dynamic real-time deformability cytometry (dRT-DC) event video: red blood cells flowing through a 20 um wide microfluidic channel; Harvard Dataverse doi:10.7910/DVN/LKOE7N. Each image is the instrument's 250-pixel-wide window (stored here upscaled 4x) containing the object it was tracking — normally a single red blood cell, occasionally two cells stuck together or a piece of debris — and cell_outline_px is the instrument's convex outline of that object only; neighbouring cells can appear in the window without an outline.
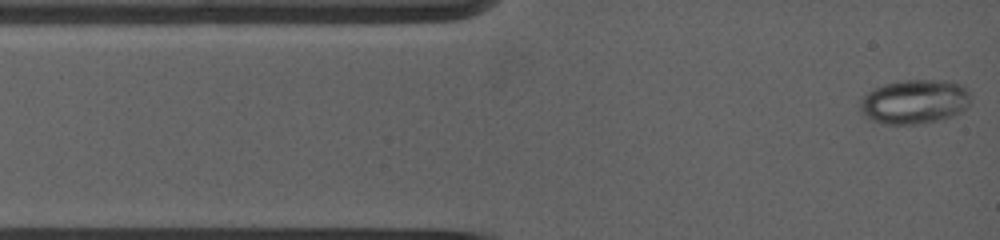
{"species": "common noctule bat (a hibernating species)", "species_latin": "Nyctalus noctula", "temperature_condition": "warm", "stored_images_in_passage": 106, "camera_frame_rate_fps": 5000, "um_per_image_px": 0.085, "animal": {"sex": "female", "body_mass_g": 19.0, "forearm_length_mm": 53.3}, "frame": {"image": 1, "passage_image": 1, "time_ms": 0.0, "image_size_px": [1000, 240], "cell_outline_px": [[972, 96], [968, 104], [960, 112], [952, 116], [936, 120], [916, 124], [884, 124], [872, 120], [860, 112], [860, 100], [872, 88], [896, 80], [948, 80], [960, 84]], "centroid_in_image_um": [77.71, 8.62], "position_along_channel_um": 7.3, "area_um2": 28.61}}
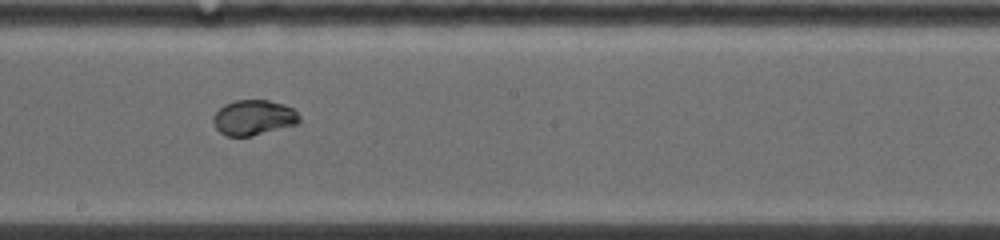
{"frame": {"image": 2, "passage_image": 53, "time_ms": 6.8, "image_size_px": [1000, 240], "cell_outline_px": [[300, 120], [296, 124], [252, 136], [228, 136], [220, 132], [216, 128], [212, 120], [212, 116], [224, 104], [236, 100], [268, 100], [284, 104], [292, 108], [300, 116]], "centroid_in_image_um": [21.54, 9.99], "position_along_channel_um": 226.7, "area_um2": 17.63}}
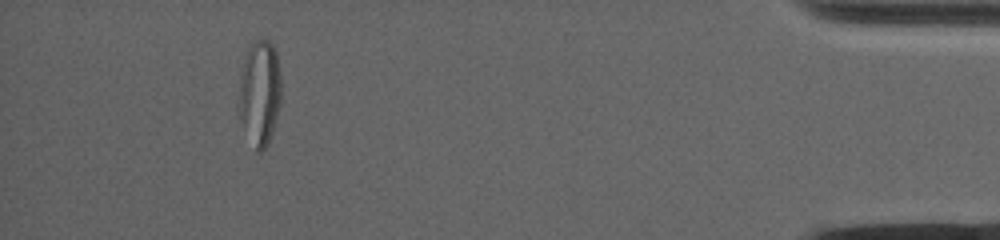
{"frame": {"image": 3, "passage_image": 106, "time_ms": 13.6, "image_size_px": [1000, 240], "cell_outline_px": [[280, 104], [272, 132], [268, 144], [260, 152], [256, 152], [244, 128], [236, 108], [236, 100], [240, 72], [248, 48], [256, 40], [268, 40], [272, 44], [276, 52], [280, 72]], "centroid_in_image_um": [22.03, 7.9], "position_along_channel_um": 413.2, "area_um2": 26.36}}